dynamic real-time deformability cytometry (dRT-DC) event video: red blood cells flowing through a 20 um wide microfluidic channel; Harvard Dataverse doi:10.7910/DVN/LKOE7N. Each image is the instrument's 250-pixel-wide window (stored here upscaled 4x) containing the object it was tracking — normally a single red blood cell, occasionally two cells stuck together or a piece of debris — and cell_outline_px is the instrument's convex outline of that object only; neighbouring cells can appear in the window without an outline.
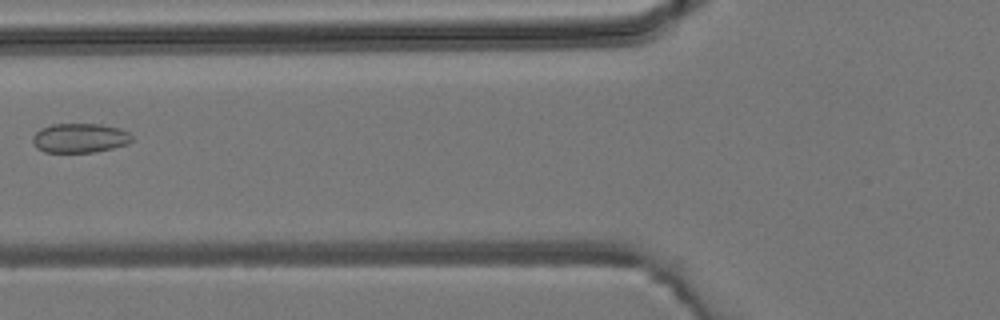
{"species": "common noctule bat (a hibernating species)", "species_latin": "Nyctalus noctula", "temperature_condition": "room temperature", "stored_images_in_passage": 5, "camera_frame_rate_fps": 3000, "um_per_image_px": 0.085, "animal": {"sex": "male", "body_mass_g": 19.2, "forearm_length_mm": 51.8}, "frame": {"image": 1, "passage_image": 5, "time_ms": 4.667, "image_size_px": [1000, 320], "cell_outline_px": [[132, 140], [128, 144], [112, 148], [92, 152], [44, 152], [36, 148], [32, 140], [32, 136], [40, 128], [52, 124], [100, 124], [120, 128], [128, 132], [132, 136]], "centroid_in_image_um": [6.77, 11.73], "position_along_channel_um": 119.0, "area_um2": 17.05}}